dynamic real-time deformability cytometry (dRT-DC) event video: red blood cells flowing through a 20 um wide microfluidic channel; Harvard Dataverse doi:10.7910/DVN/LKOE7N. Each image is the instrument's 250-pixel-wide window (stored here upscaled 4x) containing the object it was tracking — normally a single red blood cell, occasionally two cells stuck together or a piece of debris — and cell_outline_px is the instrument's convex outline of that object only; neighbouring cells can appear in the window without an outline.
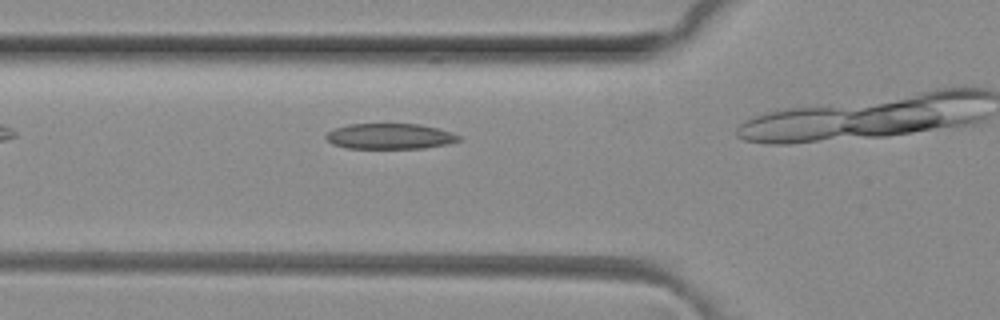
{"species": "common noctule bat (a hibernating species)", "species_latin": "Nyctalus noctula", "temperature_condition": "room temperature", "stored_images_in_passage": 4, "camera_frame_rate_fps": 3000, "um_per_image_px": 0.085, "animal": {"sex": "female", "body_mass_g": 29.2, "forearm_length_mm": 56.3}, "frame": {"image": 1, "passage_image": 3, "time_ms": 0.667, "image_size_px": [1000, 320], "cell_outline_px": [[460, 140], [448, 144], [424, 148], [348, 148], [332, 144], [324, 136], [328, 132], [336, 128], [348, 124], [420, 124], [452, 132], [460, 136]], "centroid_in_image_um": [33.15, 11.58], "position_along_channel_um": 92.7, "area_um2": 19.71}}